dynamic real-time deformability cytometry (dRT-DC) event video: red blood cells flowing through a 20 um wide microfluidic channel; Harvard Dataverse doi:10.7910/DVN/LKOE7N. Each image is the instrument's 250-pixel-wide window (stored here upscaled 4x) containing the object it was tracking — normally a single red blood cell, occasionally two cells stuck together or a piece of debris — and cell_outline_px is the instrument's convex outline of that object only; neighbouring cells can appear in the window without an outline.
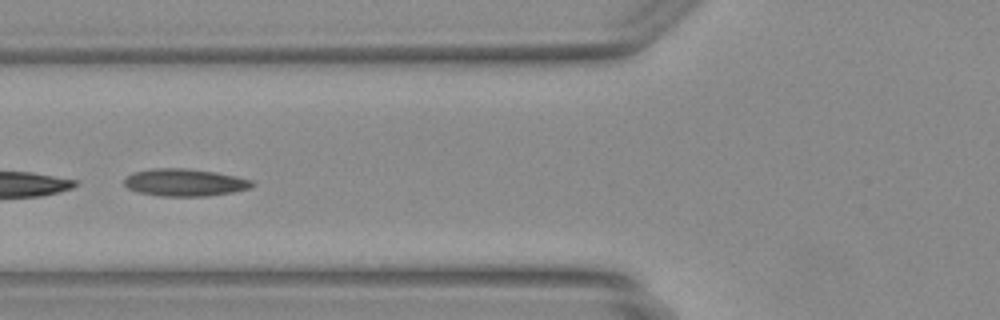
{"species": "Egyptian fruit bat (a non-hibernating species)", "species_latin": "Rousettus aegyptiacus", "temperature_condition": "warm", "stored_images_in_passage": 21, "segment_of_instrument_passage": [2, 2], "camera_frame_rate_fps": 3000, "um_per_image_px": 0.085, "animal": {"sex": "female"}, "frame": {"image": 1, "passage_image": 18, "time_ms": 5.667, "image_size_px": [1000, 320], "cell_outline_px": [[256, 184], [248, 188], [232, 192], [208, 196], [160, 196], [140, 192], [128, 188], [124, 184], [124, 180], [132, 172], [152, 168], [184, 168], [216, 172], [236, 176], [252, 180]], "centroid_in_image_um": [15.7, 15.5], "position_along_channel_um": 110.1, "area_um2": 20.35}}